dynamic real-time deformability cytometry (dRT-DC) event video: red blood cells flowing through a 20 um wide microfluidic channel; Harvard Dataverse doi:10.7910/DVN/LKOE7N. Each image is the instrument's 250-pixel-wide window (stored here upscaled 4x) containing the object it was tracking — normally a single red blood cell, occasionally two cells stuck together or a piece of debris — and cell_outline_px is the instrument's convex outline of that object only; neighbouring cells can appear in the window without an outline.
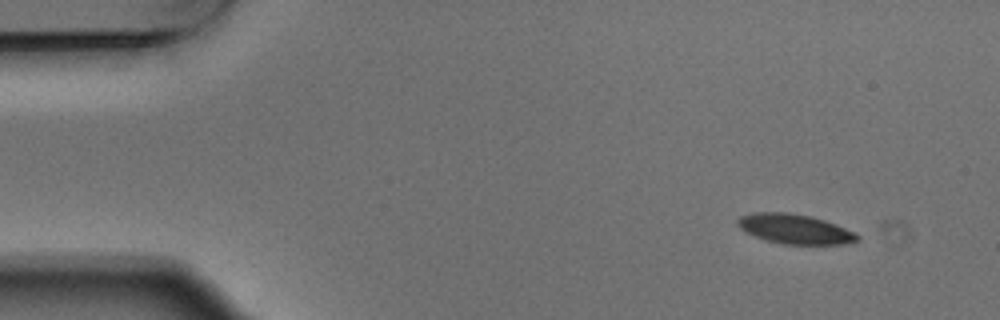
{"species": "Egyptian fruit bat (a non-hibernating species)", "species_latin": "Rousettus aegyptiacus", "temperature_condition": "warm", "stored_images_in_passage": 5, "segment_of_instrument_passage": [1, 2], "camera_frame_rate_fps": 3000, "um_per_image_px": 0.085, "animal": {"sex": "male"}, "frame": {"image": 1, "passage_image": 1, "time_ms": 0.0, "image_size_px": [1000, 320], "cell_outline_px": [[860, 240], [844, 244], [784, 244], [768, 240], [756, 236], [740, 228], [736, 224], [736, 220], [740, 216], [752, 212], [788, 212], [812, 216], [836, 224], [856, 232], [860, 236]], "centroid_in_image_um": [67.59, 19.45], "position_along_channel_um": 17.4, "area_um2": 20.75}}